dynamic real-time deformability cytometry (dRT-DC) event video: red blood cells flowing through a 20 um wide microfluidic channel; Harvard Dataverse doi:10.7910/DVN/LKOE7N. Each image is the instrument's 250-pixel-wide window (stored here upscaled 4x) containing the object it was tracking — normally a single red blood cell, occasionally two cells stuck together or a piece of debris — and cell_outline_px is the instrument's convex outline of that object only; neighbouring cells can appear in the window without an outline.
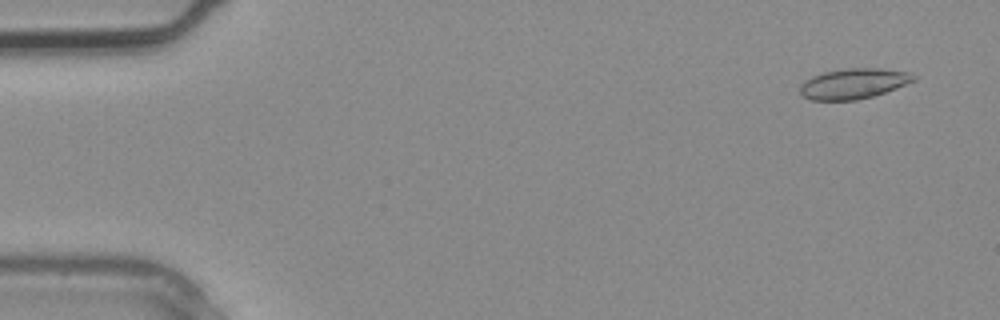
{"species": "common noctule bat (a hibernating species)", "species_latin": "Nyctalus noctula", "temperature_condition": "warm", "stored_images_in_passage": 4, "camera_frame_rate_fps": 3000, "um_per_image_px": 0.085, "animal": {"sex": "male", "body_mass_g": 20.4}, "frame": {"image": 1, "passage_image": 1, "time_ms": 0.0, "image_size_px": [1000, 320], "cell_outline_px": [[916, 80], [896, 88], [872, 96], [856, 100], [812, 100], [804, 96], [800, 92], [800, 84], [804, 80], [812, 76], [824, 72], [848, 68], [880, 68], [908, 72], [916, 76]], "centroid_in_image_um": [72.54, 7.1], "position_along_channel_um": 12.5, "area_um2": 20.0}}